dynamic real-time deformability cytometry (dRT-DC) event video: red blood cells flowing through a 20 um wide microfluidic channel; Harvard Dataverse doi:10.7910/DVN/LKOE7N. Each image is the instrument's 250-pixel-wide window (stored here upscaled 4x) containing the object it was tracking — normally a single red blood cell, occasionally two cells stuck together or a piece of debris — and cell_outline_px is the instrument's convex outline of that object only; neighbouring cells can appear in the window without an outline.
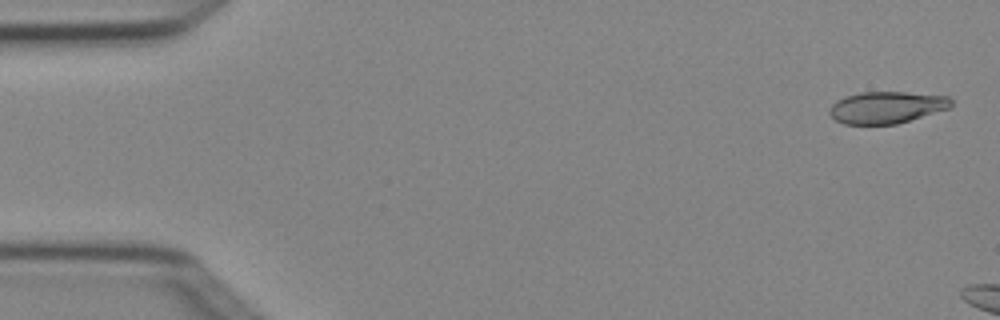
{"species": "Egyptian fruit bat (a non-hibernating species)", "species_latin": "Rousettus aegyptiacus", "temperature_condition": "cold", "stored_images_in_passage": 3, "camera_frame_rate_fps": 3000, "um_per_image_px": 0.085, "animal": {"sex": "female"}, "frame": {"image": 1, "passage_image": 1, "time_ms": 0.0, "image_size_px": [1000, 320], "cell_outline_px": [[952, 108], [896, 124], [844, 124], [836, 120], [828, 112], [832, 104], [836, 100], [844, 96], [860, 92], [904, 92], [948, 96], [952, 100]], "centroid_in_image_um": [75.37, 9.12], "position_along_channel_um": 9.6, "area_um2": 22.72}}